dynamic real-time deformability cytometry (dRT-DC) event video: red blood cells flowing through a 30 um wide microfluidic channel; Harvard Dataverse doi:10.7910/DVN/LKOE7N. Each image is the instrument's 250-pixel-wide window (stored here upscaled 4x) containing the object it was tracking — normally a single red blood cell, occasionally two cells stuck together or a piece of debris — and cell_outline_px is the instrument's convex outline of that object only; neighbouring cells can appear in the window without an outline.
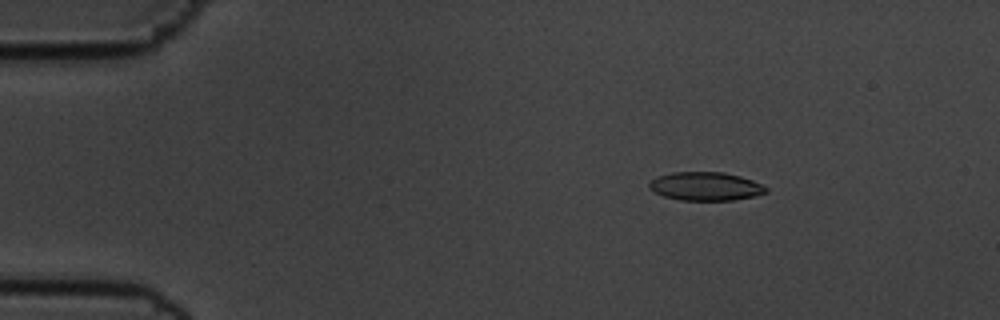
{"species": "common noctule bat (a hibernating species)", "species_latin": "Nyctalus noctula", "temperature_condition": "cold", "stored_images_in_passage": 56, "camera_frame_rate_fps": 3000, "um_per_image_px": 0.085, "animal": {"sex": "male", "body_mass_g": 19.5, "forearm_length_mm": 54.6}, "frame": {"image": 1, "passage_image": 9, "time_ms": 2.667, "image_size_px": [1000, 320], "cell_outline_px": [[768, 192], [756, 196], [732, 200], [680, 200], [664, 196], [648, 188], [648, 184], [656, 176], [672, 172], [724, 172], [740, 176], [752, 180], [768, 188]], "centroid_in_image_um": [59.98, 15.83], "position_along_channel_um": 25.0, "area_um2": 19.42}}
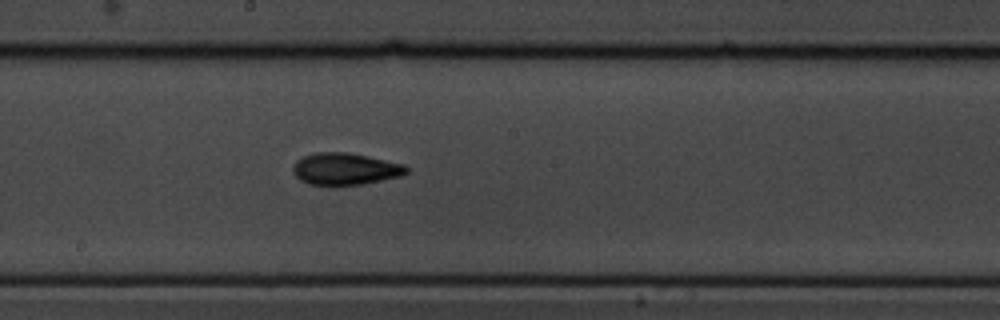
{"frame": {"image": 2, "passage_image": 31, "time_ms": 10.0, "image_size_px": [1000, 320], "cell_outline_px": [[408, 172], [400, 176], [364, 184], [308, 184], [300, 180], [292, 172], [292, 168], [296, 160], [304, 156], [316, 152], [348, 152], [404, 164], [408, 168]], "centroid_in_image_um": [29.33, 14.34], "position_along_channel_um": 218.9, "area_um2": 20.92}}
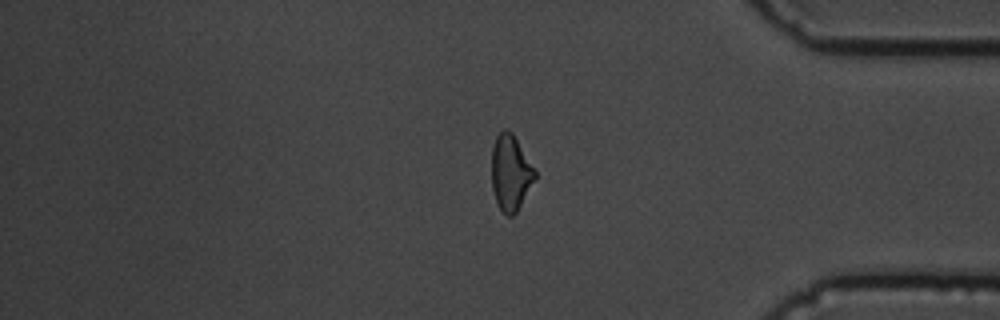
{"frame": {"image": 3, "passage_image": 47, "time_ms": 15.333, "image_size_px": [1000, 320], "cell_outline_px": [[536, 180], [516, 212], [512, 216], [508, 216], [500, 208], [496, 200], [492, 188], [492, 144], [496, 136], [504, 128], [512, 132], [536, 172]], "centroid_in_image_um": [43.4, 14.67], "position_along_channel_um": 391.8, "area_um2": 18.96}, "authors_computed_cell_mechanics": {"area_um2": 19.8832, "velocity_mm_per_s": 3.6206, "shape_relaxation_time_tau1_ms": 5.1289, "shape_relaxation_time_tau2_ms": 3.7602, "deformation_change_tau1": 0.1628, "deformation_change_tau2": 0.1167}}